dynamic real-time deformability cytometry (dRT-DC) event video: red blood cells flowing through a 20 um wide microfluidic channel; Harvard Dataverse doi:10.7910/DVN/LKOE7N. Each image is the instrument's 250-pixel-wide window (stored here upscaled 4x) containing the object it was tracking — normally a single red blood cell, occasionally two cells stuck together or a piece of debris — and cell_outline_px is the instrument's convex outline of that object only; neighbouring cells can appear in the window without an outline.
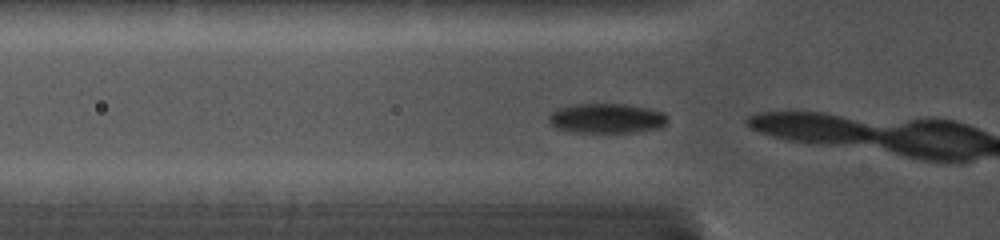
{"species": "common noctule bat (a hibernating species)", "species_latin": "Nyctalus noctula", "temperature_condition": "cold", "stored_images_in_passage": 3, "camera_frame_rate_fps": 5000, "um_per_image_px": 0.085, "animal": {"sex": "female", "body_mass_g": 19.0, "forearm_length_mm": 56.7}, "frame": {"image": 1, "passage_image": 2, "time_ms": 0.2, "image_size_px": [1000, 240], "cell_outline_px": [[668, 120], [660, 128], [636, 132], [576, 132], [556, 128], [548, 120], [548, 116], [556, 108], [572, 104], [624, 104], [648, 108], [664, 112], [668, 116]], "centroid_in_image_um": [51.57, 10.05], "position_along_channel_um": 74.2, "area_um2": 20.69}}